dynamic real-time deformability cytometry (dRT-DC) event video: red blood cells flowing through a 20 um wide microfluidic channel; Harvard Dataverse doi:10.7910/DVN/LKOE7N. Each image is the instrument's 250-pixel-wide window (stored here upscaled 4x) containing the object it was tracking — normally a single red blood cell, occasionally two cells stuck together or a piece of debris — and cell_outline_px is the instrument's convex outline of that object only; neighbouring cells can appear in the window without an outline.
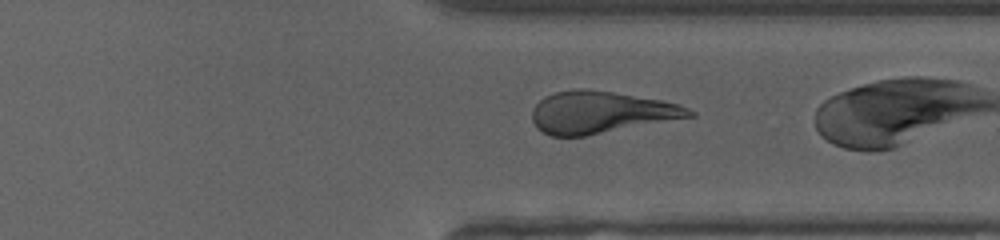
{"species": "human", "species_latin": "Homo sapiens", "temperature_condition": "cold", "stored_images_in_passage": 38, "camera_frame_rate_fps": 3000, "um_per_image_px": 0.085, "donor": {"sex": "female"}, "frame": {"image": 1, "passage_image": 36, "time_ms": 11.667, "image_size_px": [1000, 240], "cell_outline_px": [[696, 116], [584, 136], [552, 136], [536, 128], [532, 120], [532, 108], [544, 96], [556, 92], [580, 88], [584, 88], [612, 92], [660, 100], [680, 104], [696, 112]], "centroid_in_image_um": [51.06, 9.55], "position_along_channel_um": 360.3, "area_um2": 38.38}}